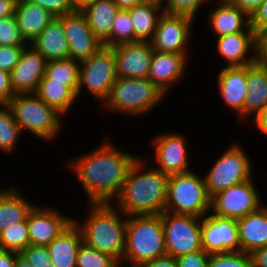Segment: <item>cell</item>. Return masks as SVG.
I'll return each instance as SVG.
<instances>
[{"mask_svg":"<svg viewBox=\"0 0 267 267\" xmlns=\"http://www.w3.org/2000/svg\"><path fill=\"white\" fill-rule=\"evenodd\" d=\"M111 140L105 136L95 149L86 150L66 162V169H71L77 176L88 203L113 202L119 195L130 168L141 156L122 151L121 146H114Z\"/></svg>","mask_w":267,"mask_h":267,"instance_id":"cell-1","label":"cell"},{"mask_svg":"<svg viewBox=\"0 0 267 267\" xmlns=\"http://www.w3.org/2000/svg\"><path fill=\"white\" fill-rule=\"evenodd\" d=\"M146 158L141 155L133 164L113 201L127 216L160 215L166 208L169 176L150 167Z\"/></svg>","mask_w":267,"mask_h":267,"instance_id":"cell-2","label":"cell"},{"mask_svg":"<svg viewBox=\"0 0 267 267\" xmlns=\"http://www.w3.org/2000/svg\"><path fill=\"white\" fill-rule=\"evenodd\" d=\"M86 205H88L86 209L88 215L83 222L74 218V223L82 232L83 242L123 265L127 215L113 202Z\"/></svg>","mask_w":267,"mask_h":267,"instance_id":"cell-3","label":"cell"},{"mask_svg":"<svg viewBox=\"0 0 267 267\" xmlns=\"http://www.w3.org/2000/svg\"><path fill=\"white\" fill-rule=\"evenodd\" d=\"M167 255L161 215L127 216L123 265L142 267Z\"/></svg>","mask_w":267,"mask_h":267,"instance_id":"cell-4","label":"cell"},{"mask_svg":"<svg viewBox=\"0 0 267 267\" xmlns=\"http://www.w3.org/2000/svg\"><path fill=\"white\" fill-rule=\"evenodd\" d=\"M166 97L149 79L117 77L101 107L130 118L142 117Z\"/></svg>","mask_w":267,"mask_h":267,"instance_id":"cell-5","label":"cell"},{"mask_svg":"<svg viewBox=\"0 0 267 267\" xmlns=\"http://www.w3.org/2000/svg\"><path fill=\"white\" fill-rule=\"evenodd\" d=\"M7 105L23 134L28 132L35 138L52 142L63 131L64 116L35 93L16 94Z\"/></svg>","mask_w":267,"mask_h":267,"instance_id":"cell-6","label":"cell"},{"mask_svg":"<svg viewBox=\"0 0 267 267\" xmlns=\"http://www.w3.org/2000/svg\"><path fill=\"white\" fill-rule=\"evenodd\" d=\"M194 170L169 175L165 211L203 217L210 213L204 176Z\"/></svg>","mask_w":267,"mask_h":267,"instance_id":"cell-7","label":"cell"},{"mask_svg":"<svg viewBox=\"0 0 267 267\" xmlns=\"http://www.w3.org/2000/svg\"><path fill=\"white\" fill-rule=\"evenodd\" d=\"M234 141L204 174L206 191L211 198L216 193L251 179L253 162L239 142Z\"/></svg>","mask_w":267,"mask_h":267,"instance_id":"cell-8","label":"cell"},{"mask_svg":"<svg viewBox=\"0 0 267 267\" xmlns=\"http://www.w3.org/2000/svg\"><path fill=\"white\" fill-rule=\"evenodd\" d=\"M116 79L113 47L103 46L90 58L80 62L77 99L82 96V92L88 91L102 105Z\"/></svg>","mask_w":267,"mask_h":267,"instance_id":"cell-9","label":"cell"},{"mask_svg":"<svg viewBox=\"0 0 267 267\" xmlns=\"http://www.w3.org/2000/svg\"><path fill=\"white\" fill-rule=\"evenodd\" d=\"M160 215L167 255L177 258L181 255L203 250L201 217L174 214L168 211H164Z\"/></svg>","mask_w":267,"mask_h":267,"instance_id":"cell-10","label":"cell"},{"mask_svg":"<svg viewBox=\"0 0 267 267\" xmlns=\"http://www.w3.org/2000/svg\"><path fill=\"white\" fill-rule=\"evenodd\" d=\"M254 178L222 190L210 199V213L238 220L264 204Z\"/></svg>","mask_w":267,"mask_h":267,"instance_id":"cell-11","label":"cell"},{"mask_svg":"<svg viewBox=\"0 0 267 267\" xmlns=\"http://www.w3.org/2000/svg\"><path fill=\"white\" fill-rule=\"evenodd\" d=\"M170 132L166 130L152 138L150 144L154 148V158L151 159L149 156L146 160L154 162L155 164L152 166L168 176L191 171L189 154L192 152L189 151L190 148L188 149L184 134Z\"/></svg>","mask_w":267,"mask_h":267,"instance_id":"cell-12","label":"cell"},{"mask_svg":"<svg viewBox=\"0 0 267 267\" xmlns=\"http://www.w3.org/2000/svg\"><path fill=\"white\" fill-rule=\"evenodd\" d=\"M197 22L191 16L163 13L151 40L153 50L190 54L192 31Z\"/></svg>","mask_w":267,"mask_h":267,"instance_id":"cell-13","label":"cell"},{"mask_svg":"<svg viewBox=\"0 0 267 267\" xmlns=\"http://www.w3.org/2000/svg\"><path fill=\"white\" fill-rule=\"evenodd\" d=\"M202 248L207 254L240 252L236 220L207 214L201 219Z\"/></svg>","mask_w":267,"mask_h":267,"instance_id":"cell-14","label":"cell"},{"mask_svg":"<svg viewBox=\"0 0 267 267\" xmlns=\"http://www.w3.org/2000/svg\"><path fill=\"white\" fill-rule=\"evenodd\" d=\"M58 18L63 23L71 59L82 62L103 47V44L90 30L82 11L75 10Z\"/></svg>","mask_w":267,"mask_h":267,"instance_id":"cell-15","label":"cell"},{"mask_svg":"<svg viewBox=\"0 0 267 267\" xmlns=\"http://www.w3.org/2000/svg\"><path fill=\"white\" fill-rule=\"evenodd\" d=\"M73 221V216H65L54 206L35 205L27 216L30 244L47 246Z\"/></svg>","mask_w":267,"mask_h":267,"instance_id":"cell-16","label":"cell"},{"mask_svg":"<svg viewBox=\"0 0 267 267\" xmlns=\"http://www.w3.org/2000/svg\"><path fill=\"white\" fill-rule=\"evenodd\" d=\"M189 54H177L154 50L148 79L166 96L172 87L181 83L187 74ZM180 81V82H179Z\"/></svg>","mask_w":267,"mask_h":267,"instance_id":"cell-17","label":"cell"},{"mask_svg":"<svg viewBox=\"0 0 267 267\" xmlns=\"http://www.w3.org/2000/svg\"><path fill=\"white\" fill-rule=\"evenodd\" d=\"M153 51L151 41L114 46L117 77L148 79Z\"/></svg>","mask_w":267,"mask_h":267,"instance_id":"cell-18","label":"cell"},{"mask_svg":"<svg viewBox=\"0 0 267 267\" xmlns=\"http://www.w3.org/2000/svg\"><path fill=\"white\" fill-rule=\"evenodd\" d=\"M216 52L224 67H241L257 61V35L251 26L244 32L216 37Z\"/></svg>","mask_w":267,"mask_h":267,"instance_id":"cell-19","label":"cell"},{"mask_svg":"<svg viewBox=\"0 0 267 267\" xmlns=\"http://www.w3.org/2000/svg\"><path fill=\"white\" fill-rule=\"evenodd\" d=\"M47 62L32 46L25 47L19 62L10 72L14 93H35L40 80L45 75Z\"/></svg>","mask_w":267,"mask_h":267,"instance_id":"cell-20","label":"cell"},{"mask_svg":"<svg viewBox=\"0 0 267 267\" xmlns=\"http://www.w3.org/2000/svg\"><path fill=\"white\" fill-rule=\"evenodd\" d=\"M217 78V89L225 107L237 112L239 123L244 121V104L247 96V66L222 67Z\"/></svg>","mask_w":267,"mask_h":267,"instance_id":"cell-21","label":"cell"},{"mask_svg":"<svg viewBox=\"0 0 267 267\" xmlns=\"http://www.w3.org/2000/svg\"><path fill=\"white\" fill-rule=\"evenodd\" d=\"M211 9L206 22L215 37L244 32L250 27V16L228 0H218Z\"/></svg>","mask_w":267,"mask_h":267,"instance_id":"cell-22","label":"cell"},{"mask_svg":"<svg viewBox=\"0 0 267 267\" xmlns=\"http://www.w3.org/2000/svg\"><path fill=\"white\" fill-rule=\"evenodd\" d=\"M241 251L250 254L267 246V204L236 220Z\"/></svg>","mask_w":267,"mask_h":267,"instance_id":"cell-23","label":"cell"},{"mask_svg":"<svg viewBox=\"0 0 267 267\" xmlns=\"http://www.w3.org/2000/svg\"><path fill=\"white\" fill-rule=\"evenodd\" d=\"M267 106V65L259 61L247 65V96L244 122L254 119Z\"/></svg>","mask_w":267,"mask_h":267,"instance_id":"cell-24","label":"cell"},{"mask_svg":"<svg viewBox=\"0 0 267 267\" xmlns=\"http://www.w3.org/2000/svg\"><path fill=\"white\" fill-rule=\"evenodd\" d=\"M47 61L70 58L68 41L65 37L63 23L54 17L46 28L30 44Z\"/></svg>","mask_w":267,"mask_h":267,"instance_id":"cell-25","label":"cell"},{"mask_svg":"<svg viewBox=\"0 0 267 267\" xmlns=\"http://www.w3.org/2000/svg\"><path fill=\"white\" fill-rule=\"evenodd\" d=\"M14 16L21 35L29 45L54 18L46 9L29 0H19L15 4Z\"/></svg>","mask_w":267,"mask_h":267,"instance_id":"cell-26","label":"cell"},{"mask_svg":"<svg viewBox=\"0 0 267 267\" xmlns=\"http://www.w3.org/2000/svg\"><path fill=\"white\" fill-rule=\"evenodd\" d=\"M82 242V232L73 221L47 245L54 267H76L77 252Z\"/></svg>","mask_w":267,"mask_h":267,"instance_id":"cell-27","label":"cell"},{"mask_svg":"<svg viewBox=\"0 0 267 267\" xmlns=\"http://www.w3.org/2000/svg\"><path fill=\"white\" fill-rule=\"evenodd\" d=\"M15 185L0 188V232L13 223L25 221L36 205L26 198Z\"/></svg>","mask_w":267,"mask_h":267,"instance_id":"cell-28","label":"cell"},{"mask_svg":"<svg viewBox=\"0 0 267 267\" xmlns=\"http://www.w3.org/2000/svg\"><path fill=\"white\" fill-rule=\"evenodd\" d=\"M119 9L113 0H95L82 10L90 30L102 44L110 38L113 22Z\"/></svg>","mask_w":267,"mask_h":267,"instance_id":"cell-29","label":"cell"},{"mask_svg":"<svg viewBox=\"0 0 267 267\" xmlns=\"http://www.w3.org/2000/svg\"><path fill=\"white\" fill-rule=\"evenodd\" d=\"M128 11L135 31V42L151 41L155 35L159 18L164 13L161 3L143 1L128 8Z\"/></svg>","mask_w":267,"mask_h":267,"instance_id":"cell-30","label":"cell"},{"mask_svg":"<svg viewBox=\"0 0 267 267\" xmlns=\"http://www.w3.org/2000/svg\"><path fill=\"white\" fill-rule=\"evenodd\" d=\"M35 94L47 105L54 107L64 118L72 113L71 108L78 100L77 96L67 86L52 82L45 75L40 80Z\"/></svg>","mask_w":267,"mask_h":267,"instance_id":"cell-31","label":"cell"},{"mask_svg":"<svg viewBox=\"0 0 267 267\" xmlns=\"http://www.w3.org/2000/svg\"><path fill=\"white\" fill-rule=\"evenodd\" d=\"M79 66L80 62L71 58L48 61L45 76L52 80V82L62 83L64 86H67L77 96Z\"/></svg>","mask_w":267,"mask_h":267,"instance_id":"cell-32","label":"cell"},{"mask_svg":"<svg viewBox=\"0 0 267 267\" xmlns=\"http://www.w3.org/2000/svg\"><path fill=\"white\" fill-rule=\"evenodd\" d=\"M21 127L15 122L11 108L0 104V150L2 154H12L22 136Z\"/></svg>","mask_w":267,"mask_h":267,"instance_id":"cell-33","label":"cell"},{"mask_svg":"<svg viewBox=\"0 0 267 267\" xmlns=\"http://www.w3.org/2000/svg\"><path fill=\"white\" fill-rule=\"evenodd\" d=\"M30 245L27 219L13 223L0 232V250L21 253Z\"/></svg>","mask_w":267,"mask_h":267,"instance_id":"cell-34","label":"cell"},{"mask_svg":"<svg viewBox=\"0 0 267 267\" xmlns=\"http://www.w3.org/2000/svg\"><path fill=\"white\" fill-rule=\"evenodd\" d=\"M135 42V31L128 9H119L116 13L110 38L103 46L114 47L116 45Z\"/></svg>","mask_w":267,"mask_h":267,"instance_id":"cell-35","label":"cell"},{"mask_svg":"<svg viewBox=\"0 0 267 267\" xmlns=\"http://www.w3.org/2000/svg\"><path fill=\"white\" fill-rule=\"evenodd\" d=\"M119 263L111 256L99 252L82 242L76 258V267H116Z\"/></svg>","mask_w":267,"mask_h":267,"instance_id":"cell-36","label":"cell"},{"mask_svg":"<svg viewBox=\"0 0 267 267\" xmlns=\"http://www.w3.org/2000/svg\"><path fill=\"white\" fill-rule=\"evenodd\" d=\"M21 35L15 16L0 19V46H28Z\"/></svg>","mask_w":267,"mask_h":267,"instance_id":"cell-37","label":"cell"},{"mask_svg":"<svg viewBox=\"0 0 267 267\" xmlns=\"http://www.w3.org/2000/svg\"><path fill=\"white\" fill-rule=\"evenodd\" d=\"M209 267H252V260L242 251L215 253L209 256Z\"/></svg>","mask_w":267,"mask_h":267,"instance_id":"cell-38","label":"cell"},{"mask_svg":"<svg viewBox=\"0 0 267 267\" xmlns=\"http://www.w3.org/2000/svg\"><path fill=\"white\" fill-rule=\"evenodd\" d=\"M209 0H162L161 5L165 13L187 15L195 19L202 6Z\"/></svg>","mask_w":267,"mask_h":267,"instance_id":"cell-39","label":"cell"},{"mask_svg":"<svg viewBox=\"0 0 267 267\" xmlns=\"http://www.w3.org/2000/svg\"><path fill=\"white\" fill-rule=\"evenodd\" d=\"M20 255L33 267H54L47 246L30 244Z\"/></svg>","mask_w":267,"mask_h":267,"instance_id":"cell-40","label":"cell"},{"mask_svg":"<svg viewBox=\"0 0 267 267\" xmlns=\"http://www.w3.org/2000/svg\"><path fill=\"white\" fill-rule=\"evenodd\" d=\"M27 46H0V69L11 72Z\"/></svg>","mask_w":267,"mask_h":267,"instance_id":"cell-41","label":"cell"},{"mask_svg":"<svg viewBox=\"0 0 267 267\" xmlns=\"http://www.w3.org/2000/svg\"><path fill=\"white\" fill-rule=\"evenodd\" d=\"M46 9L54 17L75 11L70 0H29Z\"/></svg>","mask_w":267,"mask_h":267,"instance_id":"cell-42","label":"cell"},{"mask_svg":"<svg viewBox=\"0 0 267 267\" xmlns=\"http://www.w3.org/2000/svg\"><path fill=\"white\" fill-rule=\"evenodd\" d=\"M209 256L204 250L181 255L176 259L178 267H209Z\"/></svg>","mask_w":267,"mask_h":267,"instance_id":"cell-43","label":"cell"},{"mask_svg":"<svg viewBox=\"0 0 267 267\" xmlns=\"http://www.w3.org/2000/svg\"><path fill=\"white\" fill-rule=\"evenodd\" d=\"M250 26L257 36L267 30V0L250 16Z\"/></svg>","mask_w":267,"mask_h":267,"instance_id":"cell-44","label":"cell"},{"mask_svg":"<svg viewBox=\"0 0 267 267\" xmlns=\"http://www.w3.org/2000/svg\"><path fill=\"white\" fill-rule=\"evenodd\" d=\"M15 95L10 73L0 69V104H7Z\"/></svg>","mask_w":267,"mask_h":267,"instance_id":"cell-45","label":"cell"},{"mask_svg":"<svg viewBox=\"0 0 267 267\" xmlns=\"http://www.w3.org/2000/svg\"><path fill=\"white\" fill-rule=\"evenodd\" d=\"M232 5L239 7L249 16L265 1V0H228Z\"/></svg>","mask_w":267,"mask_h":267,"instance_id":"cell-46","label":"cell"},{"mask_svg":"<svg viewBox=\"0 0 267 267\" xmlns=\"http://www.w3.org/2000/svg\"><path fill=\"white\" fill-rule=\"evenodd\" d=\"M250 257L252 267H267V246L253 250Z\"/></svg>","mask_w":267,"mask_h":267,"instance_id":"cell-47","label":"cell"},{"mask_svg":"<svg viewBox=\"0 0 267 267\" xmlns=\"http://www.w3.org/2000/svg\"><path fill=\"white\" fill-rule=\"evenodd\" d=\"M257 61L267 62V30L257 36Z\"/></svg>","mask_w":267,"mask_h":267,"instance_id":"cell-48","label":"cell"},{"mask_svg":"<svg viewBox=\"0 0 267 267\" xmlns=\"http://www.w3.org/2000/svg\"><path fill=\"white\" fill-rule=\"evenodd\" d=\"M142 267H178L176 259L165 255L145 263Z\"/></svg>","mask_w":267,"mask_h":267,"instance_id":"cell-49","label":"cell"},{"mask_svg":"<svg viewBox=\"0 0 267 267\" xmlns=\"http://www.w3.org/2000/svg\"><path fill=\"white\" fill-rule=\"evenodd\" d=\"M19 253L0 250V267H16V256Z\"/></svg>","mask_w":267,"mask_h":267,"instance_id":"cell-50","label":"cell"},{"mask_svg":"<svg viewBox=\"0 0 267 267\" xmlns=\"http://www.w3.org/2000/svg\"><path fill=\"white\" fill-rule=\"evenodd\" d=\"M19 0H0V19L14 15L15 4Z\"/></svg>","mask_w":267,"mask_h":267,"instance_id":"cell-51","label":"cell"},{"mask_svg":"<svg viewBox=\"0 0 267 267\" xmlns=\"http://www.w3.org/2000/svg\"><path fill=\"white\" fill-rule=\"evenodd\" d=\"M252 123L257 130L267 135V106L253 119Z\"/></svg>","mask_w":267,"mask_h":267,"instance_id":"cell-52","label":"cell"},{"mask_svg":"<svg viewBox=\"0 0 267 267\" xmlns=\"http://www.w3.org/2000/svg\"><path fill=\"white\" fill-rule=\"evenodd\" d=\"M120 9H128L137 4L142 3L144 0H113Z\"/></svg>","mask_w":267,"mask_h":267,"instance_id":"cell-53","label":"cell"},{"mask_svg":"<svg viewBox=\"0 0 267 267\" xmlns=\"http://www.w3.org/2000/svg\"><path fill=\"white\" fill-rule=\"evenodd\" d=\"M95 0H70L74 10L82 11L86 6L94 2Z\"/></svg>","mask_w":267,"mask_h":267,"instance_id":"cell-54","label":"cell"},{"mask_svg":"<svg viewBox=\"0 0 267 267\" xmlns=\"http://www.w3.org/2000/svg\"><path fill=\"white\" fill-rule=\"evenodd\" d=\"M16 267H33L24 257L20 254L16 256Z\"/></svg>","mask_w":267,"mask_h":267,"instance_id":"cell-55","label":"cell"},{"mask_svg":"<svg viewBox=\"0 0 267 267\" xmlns=\"http://www.w3.org/2000/svg\"><path fill=\"white\" fill-rule=\"evenodd\" d=\"M144 1H153V2L161 3L162 0H144Z\"/></svg>","mask_w":267,"mask_h":267,"instance_id":"cell-56","label":"cell"},{"mask_svg":"<svg viewBox=\"0 0 267 267\" xmlns=\"http://www.w3.org/2000/svg\"><path fill=\"white\" fill-rule=\"evenodd\" d=\"M124 265H122V264H118L116 267H123Z\"/></svg>","mask_w":267,"mask_h":267,"instance_id":"cell-57","label":"cell"}]
</instances>
